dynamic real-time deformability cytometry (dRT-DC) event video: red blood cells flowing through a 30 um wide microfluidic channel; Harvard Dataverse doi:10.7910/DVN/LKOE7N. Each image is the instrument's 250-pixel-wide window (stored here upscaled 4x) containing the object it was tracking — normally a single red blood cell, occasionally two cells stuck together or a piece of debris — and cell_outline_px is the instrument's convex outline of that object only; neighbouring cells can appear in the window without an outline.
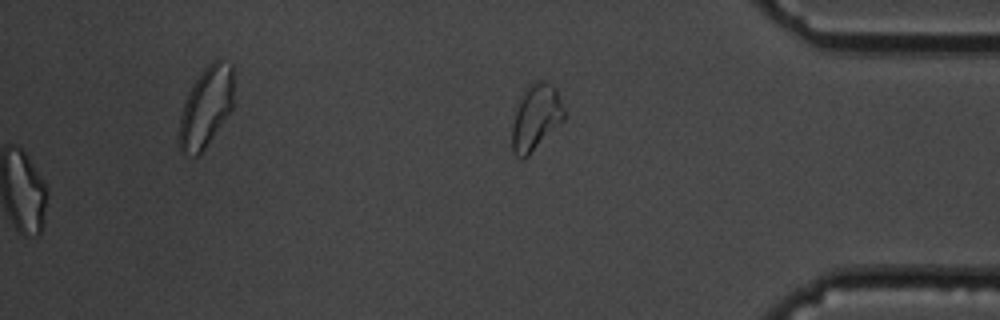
{"species": "common noctule bat (a hibernating species)", "species_latin": "Nyctalus noctula", "temperature_condition": "cold", "stored_images_in_passage": 57, "segment_of_instrument_passage": [2, 2], "camera_frame_rate_fps": 3000, "um_per_image_px": 0.085, "animal": {"sex": "male", "body_mass_g": 19.5, "forearm_length_mm": 54.6}, "frame": {"image": 1, "passage_image": 57, "time_ms": 18.667, "image_size_px": [1000, 320], "cell_outline_px": [[564, 120], [524, 160], [520, 160], [512, 152], [512, 124], [524, 88], [532, 80], [544, 80], [552, 84], [556, 88], [564, 108]], "centroid_in_image_um": [45.54, 9.97], "position_along_channel_um": 389.7, "area_um2": 20.23}}